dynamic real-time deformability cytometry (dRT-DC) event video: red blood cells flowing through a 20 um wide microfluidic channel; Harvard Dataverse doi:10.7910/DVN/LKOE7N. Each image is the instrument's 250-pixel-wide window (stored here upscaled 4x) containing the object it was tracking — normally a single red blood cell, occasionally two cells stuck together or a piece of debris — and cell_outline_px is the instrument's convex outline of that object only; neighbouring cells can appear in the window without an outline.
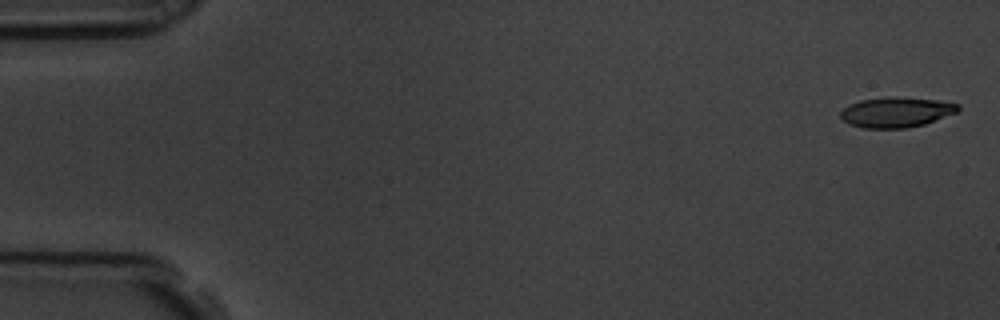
{"species": "common noctule bat (a hibernating species)", "species_latin": "Nyctalus noctula", "temperature_condition": "room temperature", "stored_images_in_passage": 15, "camera_frame_rate_fps": 3000, "um_per_image_px": 0.085, "animal": {"sex": "male", "body_mass_g": 19.5, "forearm_length_mm": 54.6}, "frame": {"image": 1, "passage_image": 1, "time_ms": 0.0, "image_size_px": [1000, 320], "cell_outline_px": [[960, 108], [956, 112], [924, 124], [908, 128], [864, 128], [848, 124], [840, 116], [840, 112], [848, 104], [860, 100], [896, 96], [936, 100], [960, 104]], "centroid_in_image_um": [76.15, 9.53], "position_along_channel_um": 8.8, "area_um2": 20.63}}
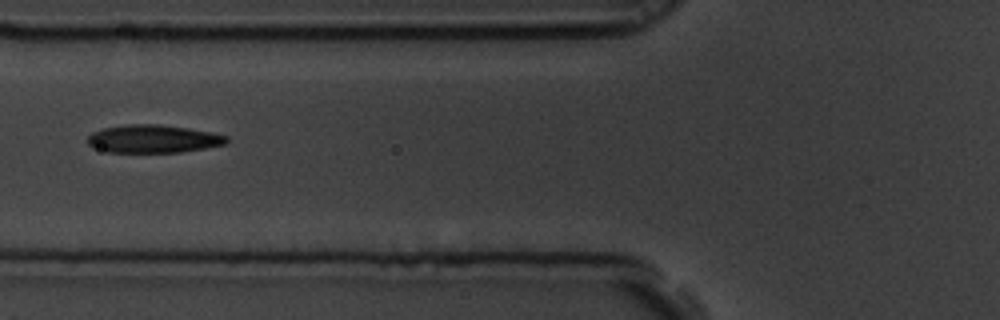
{"frame": {"image": 2, "passage_image": 6, "time_ms": 1.667, "image_size_px": [1000, 320], "cell_outline_px": [[228, 140], [224, 144], [204, 148], [180, 152], [108, 152], [88, 144], [88, 136], [92, 132], [104, 128], [128, 124], [160, 124], [188, 128], [212, 132], [228, 136]], "centroid_in_image_um": [13.04, 11.79], "position_along_channel_um": 112.8, "area_um2": 22.48}}
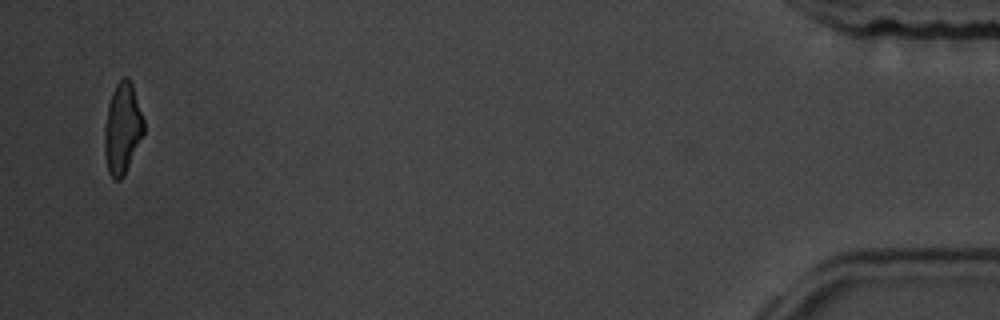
{"frame": {"image": 3, "passage_image": 15, "time_ms": 4.667, "image_size_px": [1000, 320], "cell_outline_px": [[144, 132], [124, 176], [120, 180], [112, 180], [108, 172], [104, 152], [104, 128], [108, 104], [112, 92], [116, 84], [124, 76], [128, 76], [132, 84], [144, 120]], "centroid_in_image_um": [10.39, 10.93], "position_along_channel_um": 424.8, "area_um2": 20.87}}